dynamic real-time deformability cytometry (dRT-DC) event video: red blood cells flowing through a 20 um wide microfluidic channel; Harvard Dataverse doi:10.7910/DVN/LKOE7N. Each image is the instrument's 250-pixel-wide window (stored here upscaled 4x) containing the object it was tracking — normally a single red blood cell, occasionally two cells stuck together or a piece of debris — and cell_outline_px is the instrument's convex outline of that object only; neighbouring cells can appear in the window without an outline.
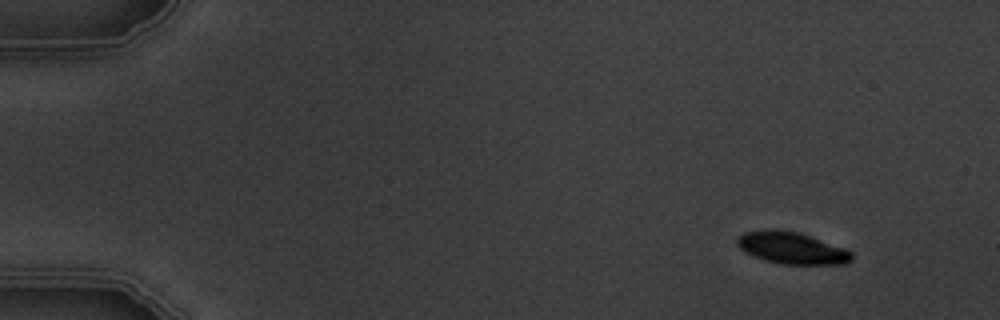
{"species": "common noctule bat (a hibernating species)", "species_latin": "Nyctalus noctula", "temperature_condition": "warm", "stored_images_in_passage": 4, "camera_frame_rate_fps": 3000, "um_per_image_px": 0.085, "animal": {"sex": "male", "body_mass_g": 19.5, "forearm_length_mm": 54.6}, "frame": {"image": 1, "passage_image": 1, "time_ms": 0.0, "image_size_px": [1000, 320], "cell_outline_px": [[852, 260], [848, 264], [780, 264], [764, 260], [744, 252], [736, 244], [736, 236], [744, 232], [772, 228], [800, 232], [844, 248], [852, 252]], "centroid_in_image_um": [67.27, 21.07], "position_along_channel_um": 17.7, "area_um2": 21.56}}